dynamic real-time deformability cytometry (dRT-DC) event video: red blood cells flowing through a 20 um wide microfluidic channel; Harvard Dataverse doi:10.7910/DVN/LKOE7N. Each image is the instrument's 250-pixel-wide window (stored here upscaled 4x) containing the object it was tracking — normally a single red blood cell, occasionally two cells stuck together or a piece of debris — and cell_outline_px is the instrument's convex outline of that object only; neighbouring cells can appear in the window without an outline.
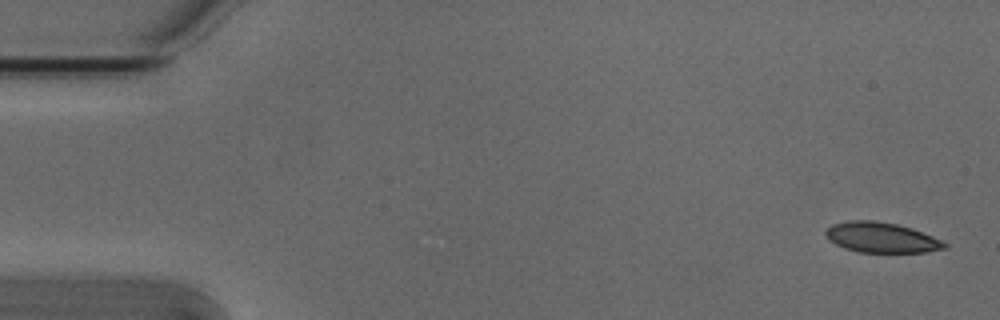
{"species": "Egyptian fruit bat (a non-hibernating species)", "species_latin": "Rousettus aegyptiacus", "temperature_condition": "cold", "stored_images_in_passage": 6, "camera_frame_rate_fps": 3000, "um_per_image_px": 0.085, "animal": {"sex": "male"}, "frame": {"image": 1, "passage_image": 1, "time_ms": 0.0, "image_size_px": [1000, 320], "cell_outline_px": [[948, 248], [928, 252], [860, 252], [844, 248], [828, 240], [824, 232], [832, 224], [848, 220], [872, 220], [896, 224], [912, 228], [932, 236], [948, 244]], "centroid_in_image_um": [74.91, 20.19], "position_along_channel_um": 10.1, "area_um2": 20.98}}
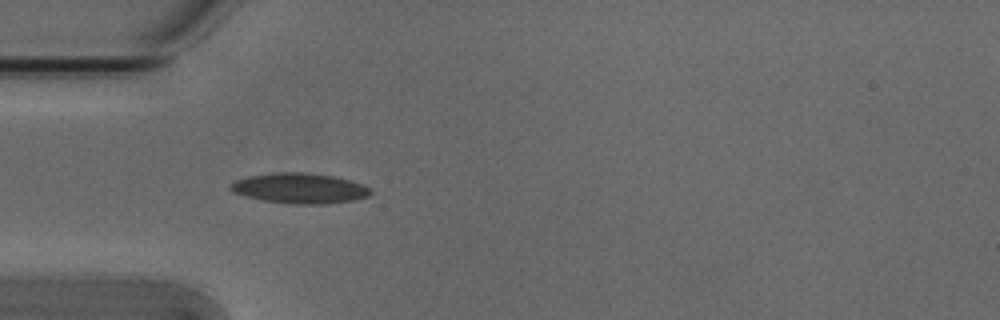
{"frame": {"image": 2, "passage_image": 5, "time_ms": 1.333, "image_size_px": [1000, 320], "cell_outline_px": [[372, 192], [368, 196], [352, 200], [328, 204], [292, 204], [264, 200], [232, 192], [228, 188], [236, 180], [248, 176], [272, 172], [304, 172], [332, 176], [364, 184], [372, 188]], "centroid_in_image_um": [25.49, 16.0], "position_along_channel_um": 59.5, "area_um2": 24.68}}
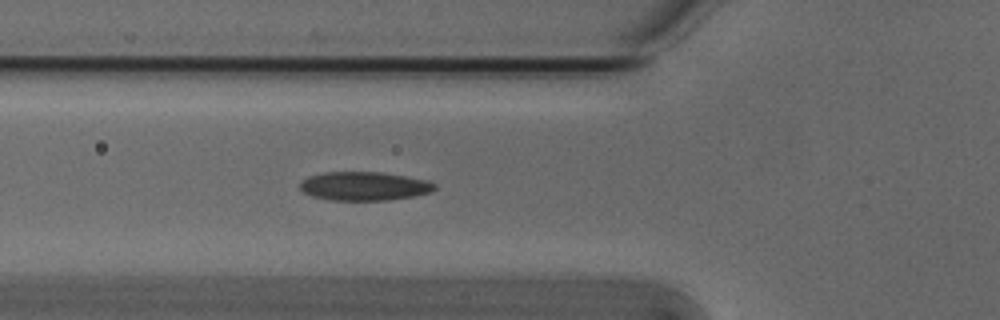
{"frame": {"image": 3, "passage_image": 6, "time_ms": 1.667, "image_size_px": [1000, 320], "cell_outline_px": [[436, 188], [432, 192], [416, 196], [388, 200], [332, 200], [312, 196], [304, 192], [300, 188], [300, 180], [308, 176], [324, 172], [380, 172], [428, 180], [436, 184]], "centroid_in_image_um": [30.97, 15.82], "position_along_channel_um": 94.8, "area_um2": 22.66}}